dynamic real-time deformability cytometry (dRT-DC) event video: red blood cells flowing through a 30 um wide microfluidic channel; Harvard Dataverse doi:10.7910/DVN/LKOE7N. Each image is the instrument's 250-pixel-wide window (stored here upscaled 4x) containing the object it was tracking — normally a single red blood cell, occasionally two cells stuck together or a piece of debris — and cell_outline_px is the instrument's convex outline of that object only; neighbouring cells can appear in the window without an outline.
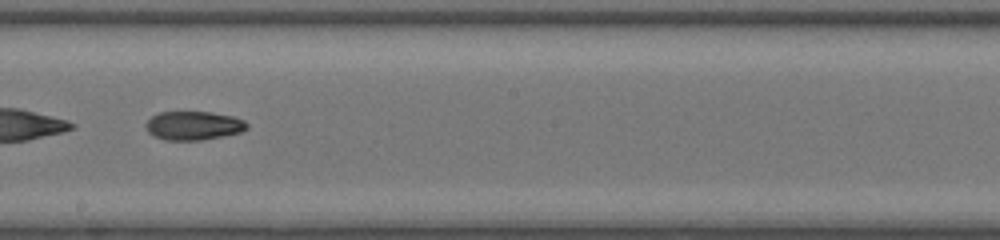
{"species": "common noctule bat (a hibernating species)", "species_latin": "Nyctalus noctula", "temperature_condition": "room temperature", "stored_images_in_passage": 50, "camera_frame_rate_fps": 3000, "um_per_image_px": 0.085, "animal": {"sex": "female", "body_mass_g": 20.0, "forearm_length_mm": 54.0}, "frame": {"image": 1, "passage_image": 33, "time_ms": 10.667, "image_size_px": [1000, 240], "cell_outline_px": [[248, 128], [240, 132], [200, 140], [164, 140], [152, 136], [144, 128], [144, 124], [152, 116], [160, 112], [212, 112], [232, 116], [244, 120], [248, 124]], "centroid_in_image_um": [16.4, 10.67], "position_along_channel_um": 231.8, "area_um2": 16.99}}
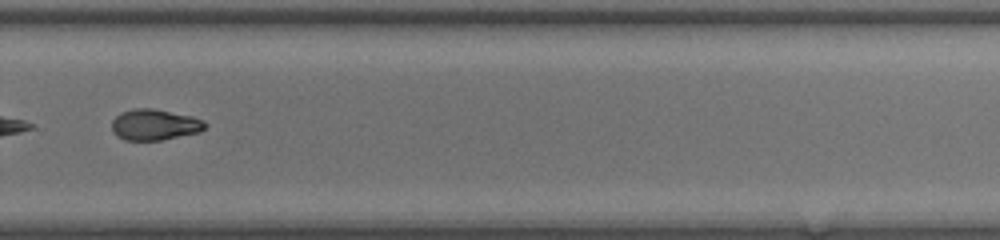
{"frame": {"image": 2, "passage_image": 39, "time_ms": 12.667, "image_size_px": [1000, 240], "cell_outline_px": [[208, 124], [200, 132], [160, 140], [124, 140], [116, 136], [112, 132], [112, 120], [120, 112], [132, 108], [152, 108], [192, 116], [204, 120]], "centroid_in_image_um": [13.12, 10.59], "position_along_channel_um": 316.7, "area_um2": 16.99}, "authors_computed_cell_mechanics": {"area_um2": 18.6405, "velocity_mm_per_s": 4.2651, "shape_relaxation_time_tau1_ms": null, "shape_relaxation_time_tau2_ms": 3.2063, "deformation_change_tau1": null, "deformation_change_tau2": 0.0793}}